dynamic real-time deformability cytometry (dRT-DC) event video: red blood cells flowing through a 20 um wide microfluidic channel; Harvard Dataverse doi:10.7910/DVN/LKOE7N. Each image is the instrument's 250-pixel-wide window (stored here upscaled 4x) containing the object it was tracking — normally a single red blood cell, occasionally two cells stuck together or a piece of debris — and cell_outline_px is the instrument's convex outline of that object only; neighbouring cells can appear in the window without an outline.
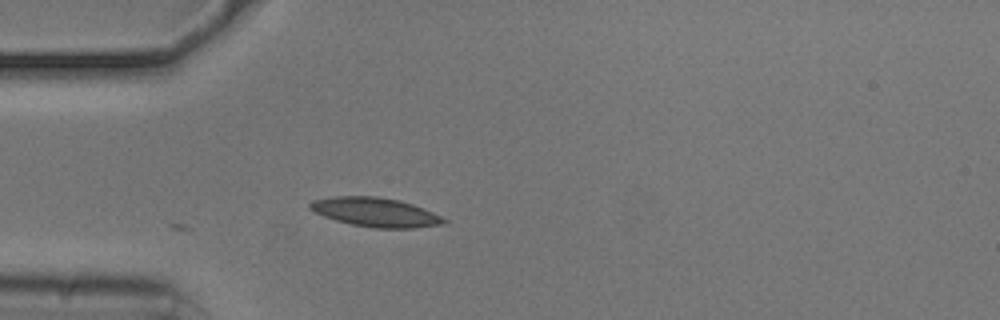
{"species": "common noctule bat (a hibernating species)", "species_latin": "Nyctalus noctula", "temperature_condition": "cold", "stored_images_in_passage": 9, "camera_frame_rate_fps": 3000, "um_per_image_px": 0.085, "animal": {"sex": "male", "body_mass_g": 20.5, "forearm_length_mm": 52.5}, "frame": {"image": 1, "passage_image": 1, "time_ms": 0.0, "image_size_px": [1000, 320], "cell_outline_px": [[448, 220], [444, 224], [412, 228], [376, 228], [352, 224], [336, 220], [324, 216], [308, 208], [308, 204], [312, 200], [332, 196], [376, 196], [400, 200], [412, 204], [432, 212]], "centroid_in_image_um": [31.89, 18.03], "position_along_channel_um": 53.1, "area_um2": 22.6}}